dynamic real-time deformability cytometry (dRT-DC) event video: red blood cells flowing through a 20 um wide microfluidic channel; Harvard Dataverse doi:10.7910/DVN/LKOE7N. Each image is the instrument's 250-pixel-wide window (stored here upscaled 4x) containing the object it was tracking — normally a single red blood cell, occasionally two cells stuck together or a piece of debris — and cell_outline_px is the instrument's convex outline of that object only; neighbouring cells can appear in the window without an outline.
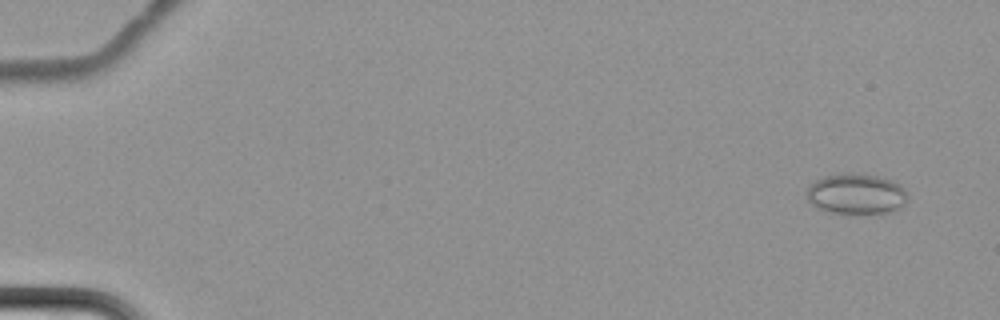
{"species": "common noctule bat (a hibernating species)", "species_latin": "Nyctalus noctula", "temperature_condition": "cold", "stored_images_in_passage": 7, "camera_frame_rate_fps": 3000, "um_per_image_px": 0.085, "animal": {"sex": "female", "body_mass_g": 22.7, "forearm_length_mm": 54.2}, "frame": {"image": 1, "passage_image": 2, "time_ms": 1.333, "image_size_px": [1000, 320], "cell_outline_px": [[908, 200], [900, 208], [888, 212], [844, 216], [828, 212], [816, 208], [808, 200], [804, 192], [808, 184], [824, 176], [840, 172], [876, 176], [900, 184], [904, 188], [908, 196]], "centroid_in_image_um": [72.72, 16.52], "position_along_channel_um": 12.3, "area_um2": 24.68}}